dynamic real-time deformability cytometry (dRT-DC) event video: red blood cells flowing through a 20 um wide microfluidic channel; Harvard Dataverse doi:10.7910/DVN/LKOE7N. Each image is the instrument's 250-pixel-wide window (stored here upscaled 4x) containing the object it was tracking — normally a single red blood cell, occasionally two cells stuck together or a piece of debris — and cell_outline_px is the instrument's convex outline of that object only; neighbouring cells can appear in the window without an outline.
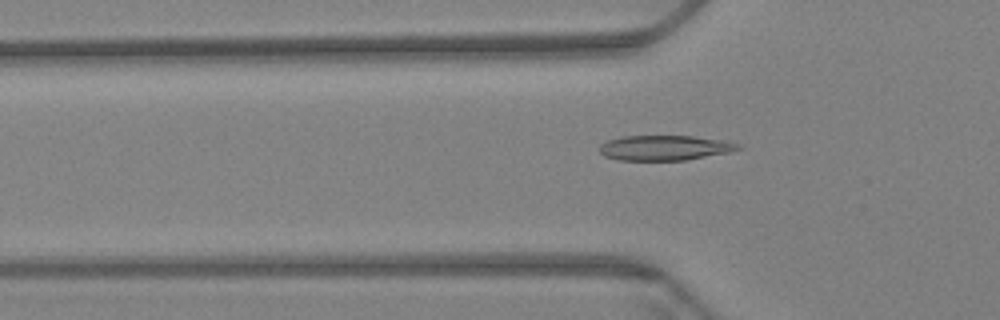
{"species": "Egyptian fruit bat (a non-hibernating species)", "species_latin": "Rousettus aegyptiacus", "temperature_condition": "warm", "stored_images_in_passage": 61, "camera_frame_rate_fps": 3000, "um_per_image_px": 0.085, "animal": {"sex": "female"}, "frame": {"image": 1, "passage_image": 20, "time_ms": 6.333, "image_size_px": [1000, 320], "cell_outline_px": [[740, 148], [728, 152], [684, 160], [620, 160], [604, 156], [600, 152], [600, 144], [608, 140], [620, 136], [692, 136], [724, 140], [740, 144]], "centroid_in_image_um": [56.46, 12.56], "position_along_channel_um": 69.3, "area_um2": 20.06}}
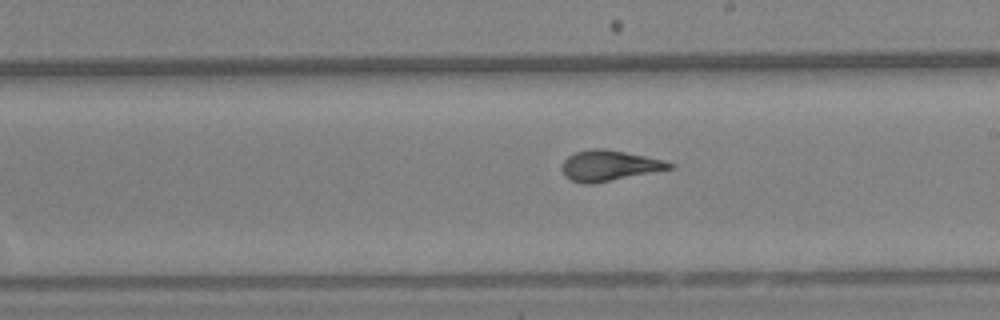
{"frame": {"image": 2, "passage_image": 35, "time_ms": 11.333, "image_size_px": [1000, 320], "cell_outline_px": [[676, 168], [592, 184], [584, 184], [572, 180], [564, 176], [560, 168], [560, 164], [568, 156], [576, 152], [592, 148], [604, 148], [664, 160], [676, 164]], "centroid_in_image_um": [51.78, 14.08], "position_along_channel_um": 237.2, "area_um2": 19.36}}
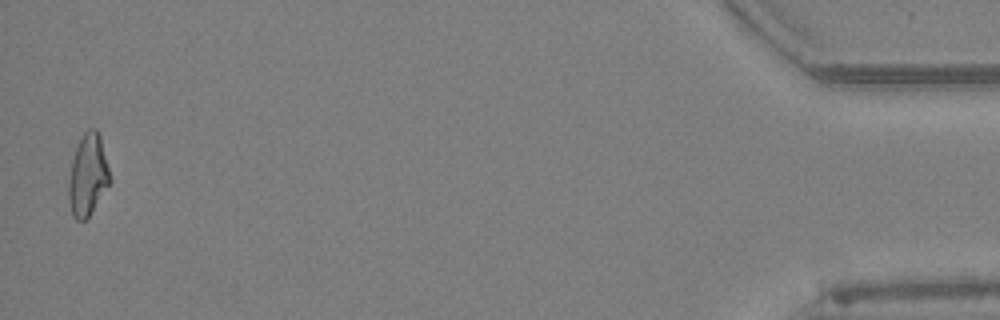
{"frame": {"image": 3, "passage_image": 60, "time_ms": 19.667, "image_size_px": [1000, 320], "cell_outline_px": [[112, 180], [88, 216], [84, 220], [76, 220], [72, 216], [68, 200], [68, 184], [72, 160], [76, 148], [84, 132], [88, 128], [96, 128], [100, 136]], "centroid_in_image_um": [7.46, 14.88], "position_along_channel_um": 427.7, "area_um2": 19.48}, "authors_computed_cell_mechanics": {"area_um2": 19.4786, "velocity_mm_per_s": 3.3671, "shape_relaxation_time_tau1_ms": null, "shape_relaxation_time_tau2_ms": 0.9729, "deformation_change_tau1": null, "deformation_change_tau2": 0.0618}}